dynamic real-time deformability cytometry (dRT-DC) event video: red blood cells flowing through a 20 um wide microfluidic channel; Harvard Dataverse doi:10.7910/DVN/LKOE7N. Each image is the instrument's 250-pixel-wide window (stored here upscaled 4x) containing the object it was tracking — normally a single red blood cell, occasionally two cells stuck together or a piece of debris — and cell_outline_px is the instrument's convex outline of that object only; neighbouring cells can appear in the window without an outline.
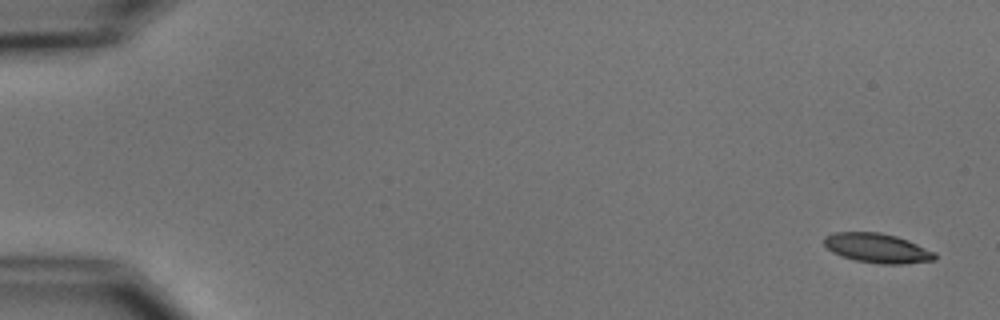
{"species": "common noctule bat (a hibernating species)", "species_latin": "Nyctalus noctula", "temperature_condition": "cold", "stored_images_in_passage": 6, "camera_frame_rate_fps": 3000, "um_per_image_px": 0.085, "animal": {"sex": "male", "body_mass_g": 15.6}, "frame": {"image": 1, "passage_image": 1, "time_ms": 0.0, "image_size_px": [1000, 320], "cell_outline_px": [[936, 260], [904, 264], [880, 264], [856, 260], [832, 252], [824, 244], [824, 236], [836, 232], [880, 232], [896, 236], [908, 240], [936, 252]], "centroid_in_image_um": [74.6, 21.09], "position_along_channel_um": 10.4, "area_um2": 19.02}}
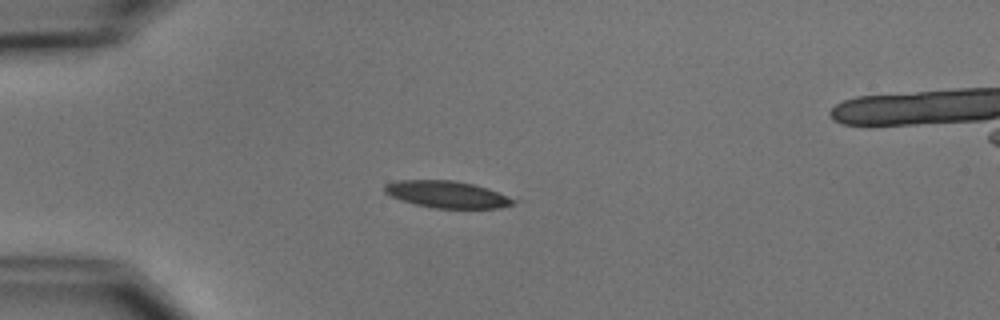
{"frame": {"image": 2, "passage_image": 4, "time_ms": 4.333, "image_size_px": [1000, 320], "cell_outline_px": [[520, 200], [512, 204], [500, 208], [432, 208], [400, 200], [384, 192], [384, 184], [396, 180], [452, 180], [472, 184], [488, 188]], "centroid_in_image_um": [38.01, 16.52], "position_along_channel_um": 47.0, "area_um2": 20.29}}